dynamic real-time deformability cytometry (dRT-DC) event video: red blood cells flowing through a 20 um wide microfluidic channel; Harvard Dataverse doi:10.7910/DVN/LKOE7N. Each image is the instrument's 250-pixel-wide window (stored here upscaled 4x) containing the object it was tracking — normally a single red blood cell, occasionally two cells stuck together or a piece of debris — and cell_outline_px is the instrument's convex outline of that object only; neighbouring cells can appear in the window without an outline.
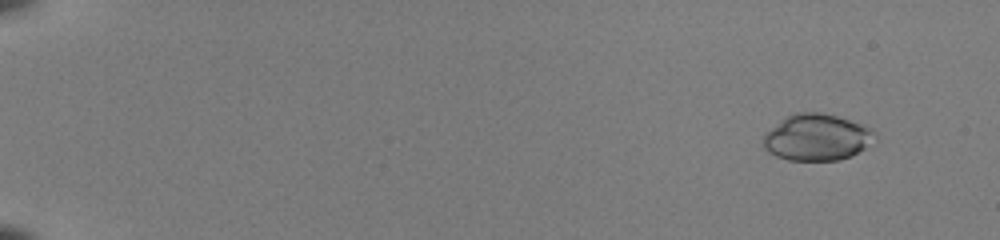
{"species": "common noctule bat (a hibernating species)", "species_latin": "Nyctalus noctula", "temperature_condition": "room temperature", "stored_images_in_passage": 52, "camera_frame_rate_fps": 3000, "um_per_image_px": 0.085, "animal": {"sex": "female", "body_mass_g": 22.0, "forearm_length_mm": 56.7}, "frame": {"image": 1, "passage_image": 5, "time_ms": 1.333, "image_size_px": [1000, 240], "cell_outline_px": [[876, 140], [864, 148], [840, 160], [788, 160], [776, 156], [768, 152], [764, 148], [764, 132], [788, 116], [796, 112], [820, 112], [836, 116], [864, 124], [876, 132]], "centroid_in_image_um": [69.44, 11.67], "position_along_channel_um": 15.6, "area_um2": 30.17}}
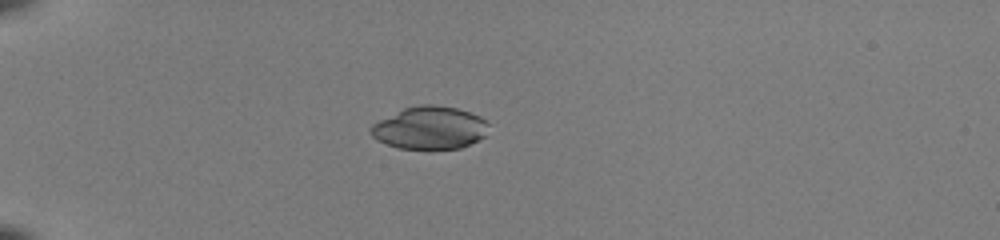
{"frame": {"image": 2, "passage_image": 17, "time_ms": 5.333, "image_size_px": [1000, 240], "cell_outline_px": [[488, 124], [484, 136], [460, 148], [400, 148], [376, 140], [372, 136], [372, 124], [404, 108], [420, 104], [432, 104], [456, 108], [480, 116]], "centroid_in_image_um": [36.52, 10.85], "position_along_channel_um": 48.5, "area_um2": 28.67}}